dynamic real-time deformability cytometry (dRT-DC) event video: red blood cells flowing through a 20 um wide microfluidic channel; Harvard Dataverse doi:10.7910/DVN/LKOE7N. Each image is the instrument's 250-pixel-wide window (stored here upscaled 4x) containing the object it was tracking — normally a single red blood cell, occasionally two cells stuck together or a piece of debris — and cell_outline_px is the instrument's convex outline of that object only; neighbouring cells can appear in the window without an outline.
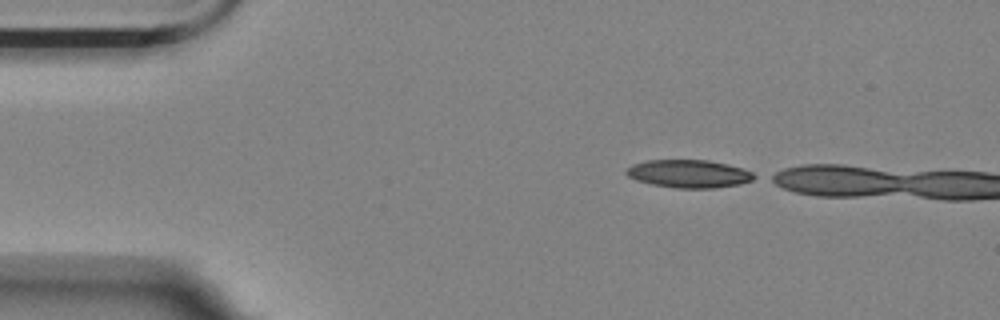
{"species": "Egyptian fruit bat (a non-hibernating species)", "species_latin": "Rousettus aegyptiacus", "temperature_condition": "room temperature", "stored_images_in_passage": 6, "camera_frame_rate_fps": 3000, "um_per_image_px": 0.085, "animal": {"sex": "female"}, "frame": {"image": 1, "passage_image": 1, "time_ms": 0.0, "image_size_px": [1000, 320], "cell_outline_px": [[760, 176], [752, 180], [740, 184], [716, 188], [676, 188], [652, 184], [636, 180], [628, 176], [624, 172], [632, 164], [648, 160], [708, 160], [728, 164], [744, 168]], "centroid_in_image_um": [58.6, 14.77], "position_along_channel_um": 26.4, "area_um2": 20.98}}